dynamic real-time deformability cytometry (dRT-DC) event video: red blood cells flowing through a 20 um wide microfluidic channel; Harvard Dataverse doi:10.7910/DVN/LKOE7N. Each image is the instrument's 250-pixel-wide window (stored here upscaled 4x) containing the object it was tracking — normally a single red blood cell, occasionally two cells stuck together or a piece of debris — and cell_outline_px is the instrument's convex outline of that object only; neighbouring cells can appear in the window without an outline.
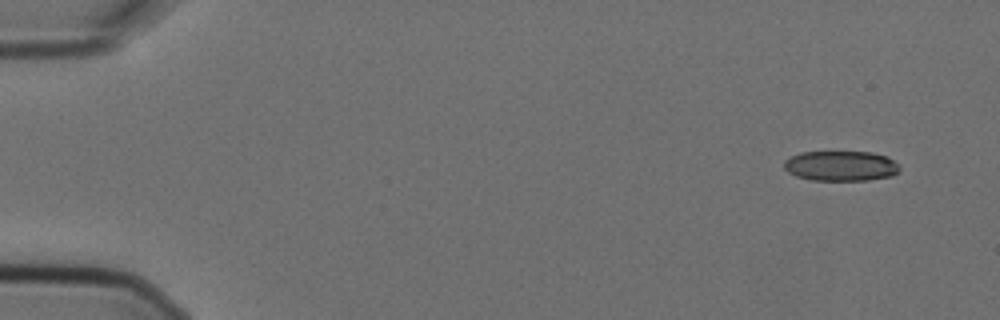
{"species": "Egyptian fruit bat (a non-hibernating species)", "species_latin": "Rousettus aegyptiacus", "temperature_condition": "cold", "stored_images_in_passage": 6, "camera_frame_rate_fps": 3000, "um_per_image_px": 0.085, "animal": {"sex": "female"}, "frame": {"image": 1, "passage_image": 1, "time_ms": 0.0, "image_size_px": [1000, 320], "cell_outline_px": [[900, 168], [892, 176], [868, 180], [812, 180], [796, 176], [788, 172], [784, 168], [784, 160], [800, 152], [872, 152], [888, 156]], "centroid_in_image_um": [71.45, 14.1], "position_along_channel_um": 13.5, "area_um2": 20.23}}
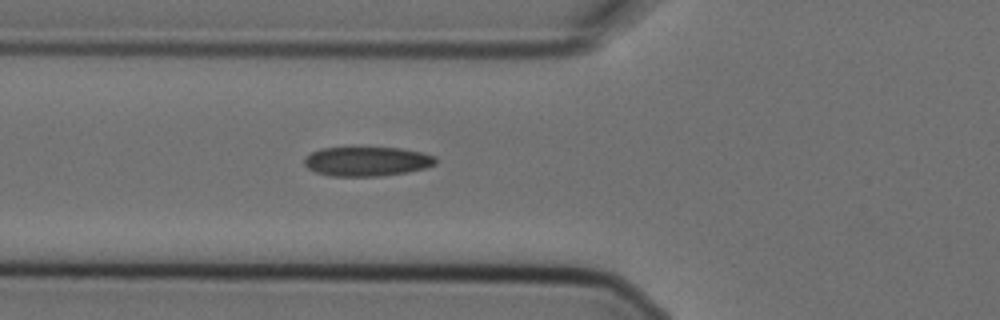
{"frame": {"image": 2, "passage_image": 6, "time_ms": 1.667, "image_size_px": [1000, 320], "cell_outline_px": [[436, 164], [424, 168], [408, 172], [380, 176], [332, 176], [316, 172], [308, 168], [304, 164], [304, 156], [320, 148], [400, 148], [424, 152], [436, 156]], "centroid_in_image_um": [31.2, 13.72], "position_along_channel_um": 94.6, "area_um2": 22.54}}